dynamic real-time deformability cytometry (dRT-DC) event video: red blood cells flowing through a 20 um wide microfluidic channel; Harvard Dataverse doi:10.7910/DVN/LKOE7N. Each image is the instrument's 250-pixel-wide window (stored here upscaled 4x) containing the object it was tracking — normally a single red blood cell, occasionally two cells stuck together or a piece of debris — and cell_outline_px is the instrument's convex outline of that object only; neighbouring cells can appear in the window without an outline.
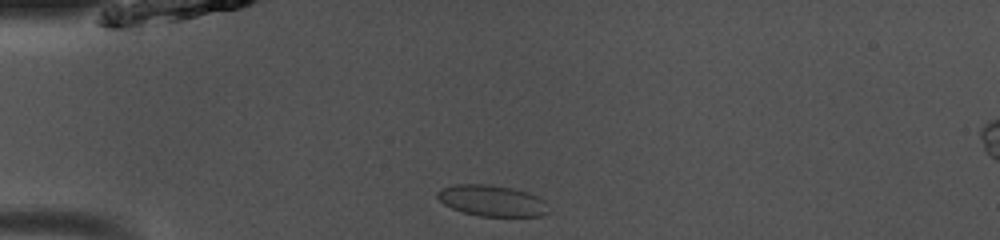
{"species": "common noctule bat (a hibernating species)", "species_latin": "Nyctalus noctula", "temperature_condition": "room temperature", "stored_images_in_passage": 38, "camera_frame_rate_fps": 3000, "um_per_image_px": 0.085, "animal": {"sex": "male", "body_mass_g": 13.0, "forearm_length_mm": 53.1}, "frame": {"image": 1, "passage_image": 1, "time_ms": 0.0, "image_size_px": [1000, 240], "cell_outline_px": [[548, 212], [544, 216], [476, 216], [452, 208], [444, 204], [436, 196], [436, 192], [440, 188], [456, 184], [488, 184], [512, 188], [528, 192], [544, 200]], "centroid_in_image_um": [41.79, 17.05], "position_along_channel_um": 43.2, "area_um2": 20.17}}
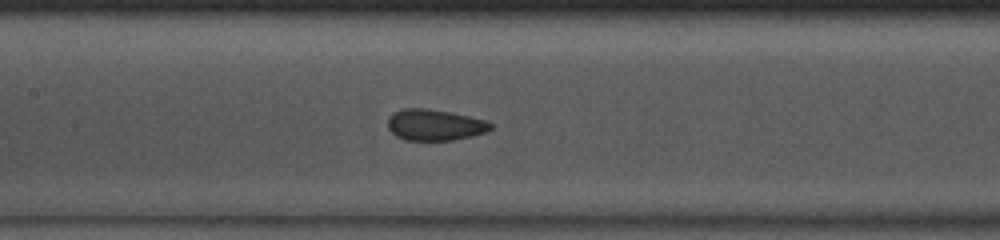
{"frame": {"image": 2, "passage_image": 12, "time_ms": 3.667, "image_size_px": [1000, 240], "cell_outline_px": [[492, 128], [484, 132], [472, 136], [452, 140], [404, 140], [396, 136], [388, 128], [388, 116], [392, 112], [404, 108], [428, 108], [468, 116], [484, 120], [492, 124]], "centroid_in_image_um": [36.9, 10.61], "position_along_channel_um": 170.5, "area_um2": 18.61}}
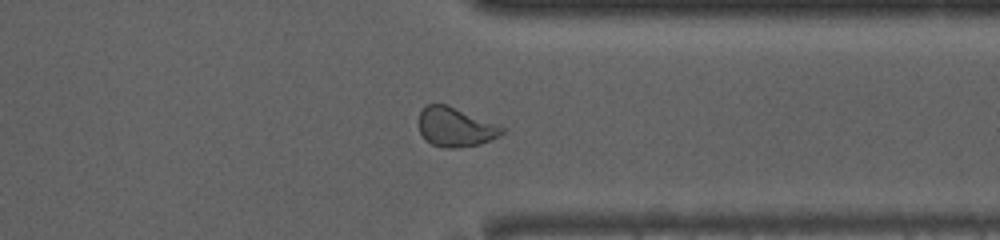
{"frame": {"image": 3, "passage_image": 27, "time_ms": 8.667, "image_size_px": [1000, 240], "cell_outline_px": [[504, 132], [480, 144], [456, 148], [448, 148], [432, 144], [420, 132], [416, 120], [420, 112], [428, 104], [448, 104], [496, 124], [504, 128]], "centroid_in_image_um": [38.66, 10.78], "position_along_channel_um": 372.7, "area_um2": 18.84}, "authors_computed_cell_mechanics": {"area_um2": 19.1607, "velocity_mm_per_s": 4.05, "shape_relaxation_time_tau1_ms": null, "shape_relaxation_time_tau2_ms": 0.6437, "deformation_change_tau1": null, "deformation_change_tau2": 0.0407}}